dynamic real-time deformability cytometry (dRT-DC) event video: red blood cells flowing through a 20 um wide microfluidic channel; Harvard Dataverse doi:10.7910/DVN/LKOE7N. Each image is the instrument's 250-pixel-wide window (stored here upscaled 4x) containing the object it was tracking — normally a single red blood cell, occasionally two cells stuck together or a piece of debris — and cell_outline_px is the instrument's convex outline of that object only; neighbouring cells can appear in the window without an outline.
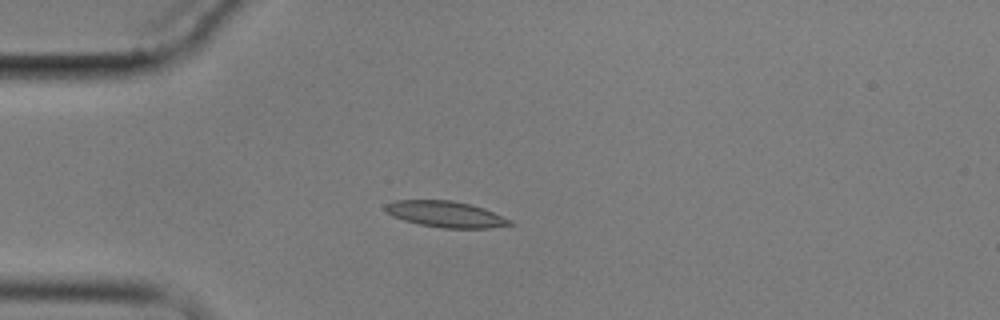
{"species": "common noctule bat (a hibernating species)", "species_latin": "Nyctalus noctula", "temperature_condition": "cold", "stored_images_in_passage": 5, "camera_frame_rate_fps": 3000, "um_per_image_px": 0.085, "animal": {"sex": "male", "body_mass_g": 17.9}, "frame": {"image": 1, "passage_image": 5, "time_ms": 4.667, "image_size_px": [1000, 320], "cell_outline_px": [[516, 224], [488, 228], [444, 228], [420, 224], [404, 220], [392, 216], [384, 208], [384, 204], [396, 200], [452, 200], [484, 208], [512, 220]], "centroid_in_image_um": [37.9, 18.2], "position_along_channel_um": 47.1, "area_um2": 18.9}}